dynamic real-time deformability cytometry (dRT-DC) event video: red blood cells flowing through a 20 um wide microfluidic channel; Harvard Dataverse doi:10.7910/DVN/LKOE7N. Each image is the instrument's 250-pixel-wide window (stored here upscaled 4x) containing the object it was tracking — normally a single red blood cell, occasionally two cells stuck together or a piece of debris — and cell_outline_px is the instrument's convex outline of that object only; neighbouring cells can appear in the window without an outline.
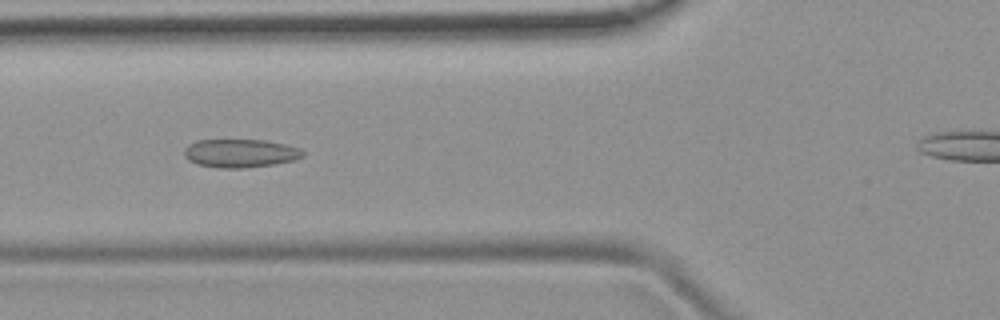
{"species": "common noctule bat (a hibernating species)", "species_latin": "Nyctalus noctula", "temperature_condition": "room temperature", "stored_images_in_passage": 9, "camera_frame_rate_fps": 3000, "um_per_image_px": 0.085, "animal": {"sex": "female", "body_mass_g": 19.9}, "frame": {"image": 1, "passage_image": 6, "time_ms": 5.667, "image_size_px": [1000, 320], "cell_outline_px": [[304, 156], [296, 160], [276, 164], [244, 168], [216, 168], [196, 164], [188, 160], [184, 156], [184, 148], [188, 144], [196, 140], [264, 140], [284, 144], [300, 148], [304, 152]], "centroid_in_image_um": [20.41, 13.03], "position_along_channel_um": 105.4, "area_um2": 19.88}}
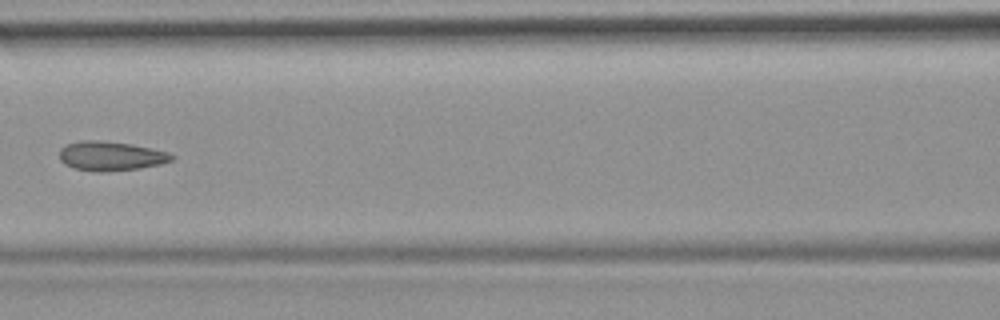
{"frame": {"image": 2, "passage_image": 7, "time_ms": 7.0, "image_size_px": [1000, 320], "cell_outline_px": [[176, 156], [172, 160], [160, 164], [140, 168], [100, 172], [96, 172], [76, 168], [64, 164], [60, 160], [60, 148], [64, 144], [80, 140], [100, 140], [132, 144], [168, 152]], "centroid_in_image_um": [9.39, 13.25], "position_along_channel_um": 157.2, "area_um2": 19.25}}
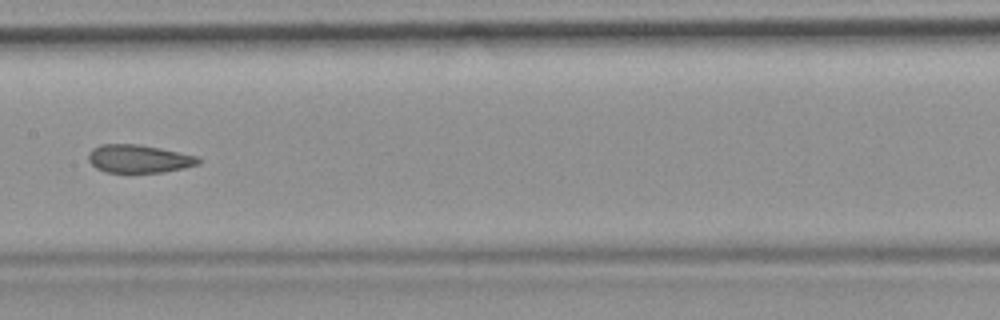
{"frame": {"image": 3, "passage_image": 8, "time_ms": 8.0, "image_size_px": [1000, 320], "cell_outline_px": [[200, 164], [184, 168], [164, 172], [104, 172], [96, 168], [88, 160], [88, 152], [92, 148], [100, 144], [140, 144], [200, 156]], "centroid_in_image_um": [11.81, 13.49], "position_along_channel_um": 195.6, "area_um2": 18.21}}